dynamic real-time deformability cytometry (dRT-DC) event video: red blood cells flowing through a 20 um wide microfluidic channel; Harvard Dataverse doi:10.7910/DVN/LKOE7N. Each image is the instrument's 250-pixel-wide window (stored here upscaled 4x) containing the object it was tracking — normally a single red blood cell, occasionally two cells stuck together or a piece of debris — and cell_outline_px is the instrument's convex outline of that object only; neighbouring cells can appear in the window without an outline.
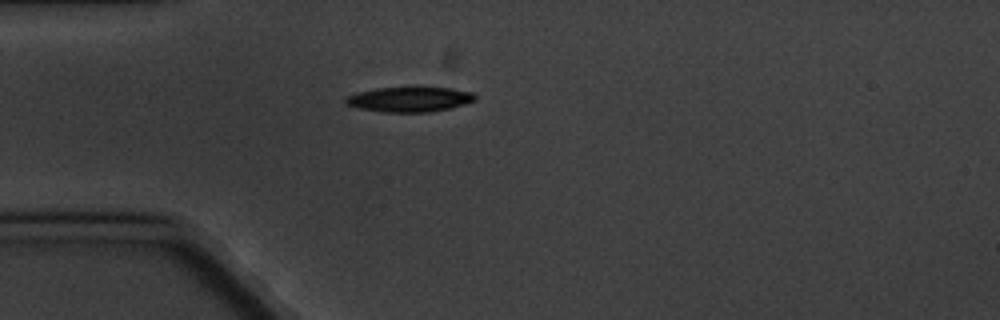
{"species": "common noctule bat (a hibernating species)", "species_latin": "Nyctalus noctula", "temperature_condition": "cold", "stored_images_in_passage": 1, "camera_frame_rate_fps": 3000, "um_per_image_px": 0.085, "animal": {"sex": "male", "body_mass_g": 20.1, "forearm_length_mm": 53.5}, "frame": {"image": 1, "passage_image": 1, "time_ms": 0.0, "image_size_px": [1000, 320], "cell_outline_px": [[476, 100], [452, 108], [432, 112], [380, 112], [356, 108], [344, 104], [344, 100], [348, 96], [356, 92], [376, 88], [412, 84], [452, 88], [472, 92], [476, 96]], "centroid_in_image_um": [34.8, 8.4], "position_along_channel_um": 50.2, "area_um2": 20.06}}